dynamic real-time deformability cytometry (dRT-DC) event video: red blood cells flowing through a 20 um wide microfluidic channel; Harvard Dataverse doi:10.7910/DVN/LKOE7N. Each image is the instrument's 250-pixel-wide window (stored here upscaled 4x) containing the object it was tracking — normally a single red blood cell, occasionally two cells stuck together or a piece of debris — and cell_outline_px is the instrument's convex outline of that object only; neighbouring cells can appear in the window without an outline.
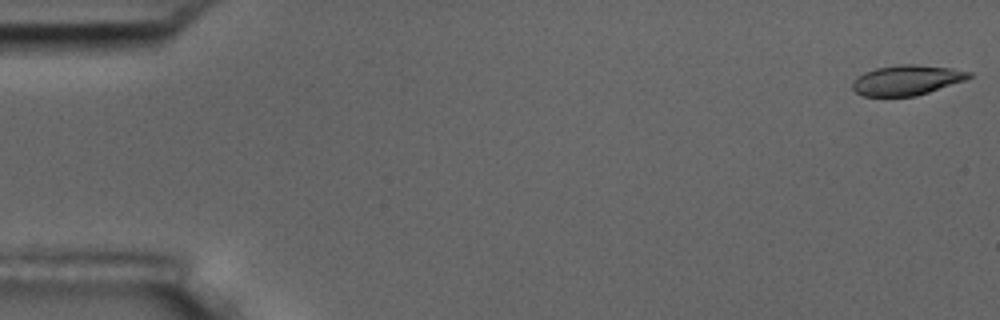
{"species": "common noctule bat (a hibernating species)", "species_latin": "Nyctalus noctula", "temperature_condition": "room temperature", "stored_images_in_passage": 56, "camera_frame_rate_fps": 3000, "um_per_image_px": 0.085, "animal": {"sex": "male", "body_mass_g": 17.5, "forearm_length_mm": 52.3}, "frame": {"image": 1, "passage_image": 1, "time_ms": 0.0, "image_size_px": [1000, 320], "cell_outline_px": [[972, 76], [964, 80], [916, 96], [864, 96], [856, 92], [852, 88], [852, 80], [856, 76], [864, 72], [876, 68], [900, 64], [916, 64], [952, 68], [972, 72]], "centroid_in_image_um": [77.04, 6.8], "position_along_channel_um": 8.0, "area_um2": 20.4}}
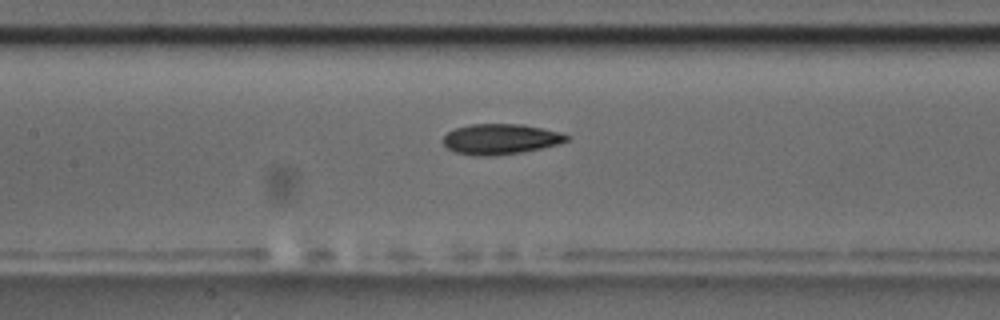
{"frame": {"image": 2, "passage_image": 26, "time_ms": 8.333, "image_size_px": [1000, 320], "cell_outline_px": [[568, 140], [556, 144], [524, 152], [492, 156], [472, 156], [456, 152], [448, 148], [444, 144], [444, 136], [448, 132], [456, 128], [468, 124], [524, 124], [560, 132], [568, 136]], "centroid_in_image_um": [42.52, 11.82], "position_along_channel_um": 164.9, "area_um2": 21.85}}
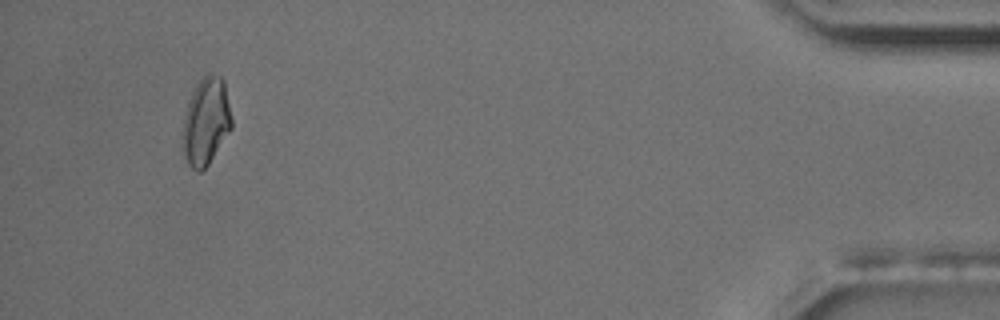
{"frame": {"image": 3, "passage_image": 53, "time_ms": 17.333, "image_size_px": [1000, 320], "cell_outline_px": [[232, 128], [208, 164], [200, 172], [196, 172], [188, 164], [184, 156], [180, 136], [184, 112], [188, 100], [196, 84], [208, 72], [220, 76], [224, 80], [232, 116]], "centroid_in_image_um": [17.48, 10.32], "position_along_channel_um": 417.7, "area_um2": 25.49}, "authors_computed_cell_mechanics": {"area_um2": 21.8484, "velocity_mm_per_s": 3.5944, "shape_relaxation_time_tau1_ms": 5.5946, "shape_relaxation_time_tau2_ms": 4.0818, "deformation_change_tau1": 0.1388, "deformation_change_tau2": 0.0932}}